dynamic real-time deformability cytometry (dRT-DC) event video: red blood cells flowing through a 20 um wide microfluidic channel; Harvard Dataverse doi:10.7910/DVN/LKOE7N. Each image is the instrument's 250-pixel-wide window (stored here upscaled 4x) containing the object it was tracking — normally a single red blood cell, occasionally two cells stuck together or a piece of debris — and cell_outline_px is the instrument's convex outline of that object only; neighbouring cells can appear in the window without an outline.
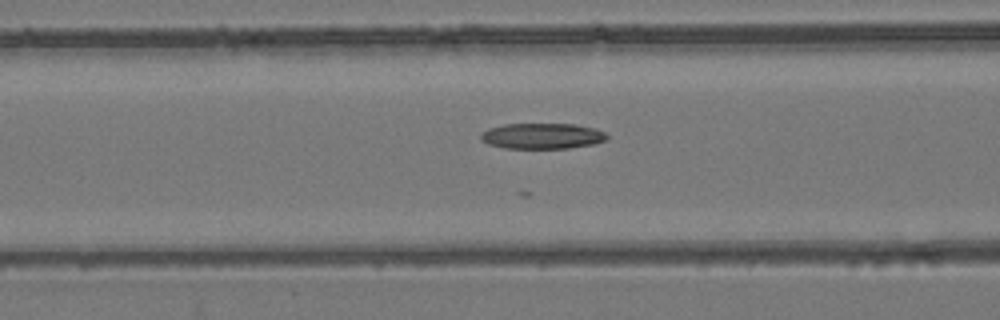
{"species": "common noctule bat (a hibernating species)", "species_latin": "Nyctalus noctula", "temperature_condition": "room temperature", "stored_images_in_passage": 45, "camera_frame_rate_fps": 3000, "um_per_image_px": 0.085, "animal": {"sex": "female", "body_mass_g": 24.6, "forearm_length_mm": 56.2}, "frame": {"image": 1, "passage_image": 23, "time_ms": 7.333, "image_size_px": [1000, 320], "cell_outline_px": [[608, 140], [596, 144], [568, 148], [504, 148], [488, 144], [480, 140], [480, 132], [488, 128], [504, 124], [572, 124], [596, 128], [604, 132], [608, 136]], "centroid_in_image_um": [46.08, 11.56], "position_along_channel_um": 120.5, "area_um2": 19.13}}
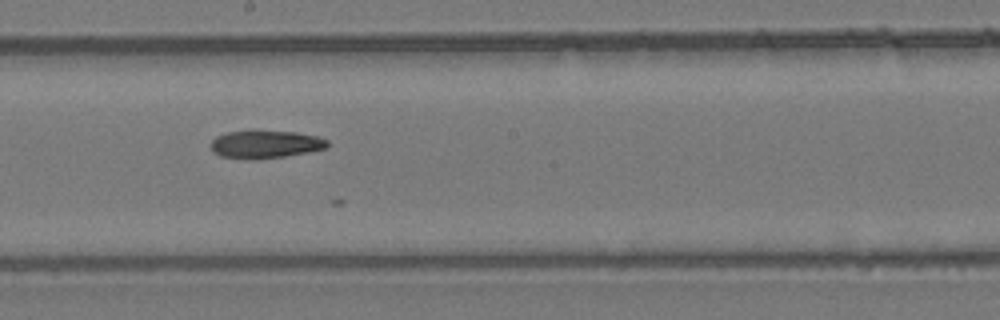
{"frame": {"image": 2, "passage_image": 31, "time_ms": 10.0, "image_size_px": [1000, 320], "cell_outline_px": [[328, 148], [308, 152], [284, 156], [252, 160], [220, 156], [212, 152], [208, 144], [216, 136], [228, 132], [296, 132], [316, 136], [328, 140]], "centroid_in_image_um": [22.52, 12.29], "position_along_channel_um": 225.7, "area_um2": 18.73}}
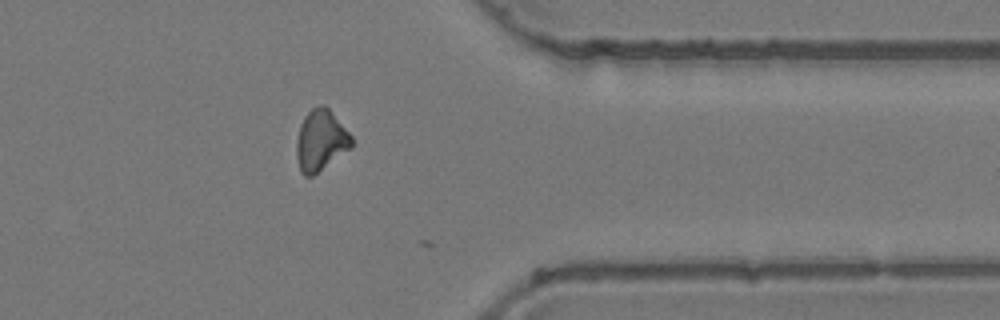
{"frame": {"image": 3, "passage_image": 44, "time_ms": 14.333, "image_size_px": [1000, 320], "cell_outline_px": [[352, 148], [312, 176], [304, 176], [300, 172], [296, 156], [296, 140], [300, 124], [304, 116], [312, 108], [320, 104], [324, 104], [328, 108], [352, 136]], "centroid_in_image_um": [27.24, 11.94], "position_along_channel_um": 384.2, "area_um2": 19.65}}